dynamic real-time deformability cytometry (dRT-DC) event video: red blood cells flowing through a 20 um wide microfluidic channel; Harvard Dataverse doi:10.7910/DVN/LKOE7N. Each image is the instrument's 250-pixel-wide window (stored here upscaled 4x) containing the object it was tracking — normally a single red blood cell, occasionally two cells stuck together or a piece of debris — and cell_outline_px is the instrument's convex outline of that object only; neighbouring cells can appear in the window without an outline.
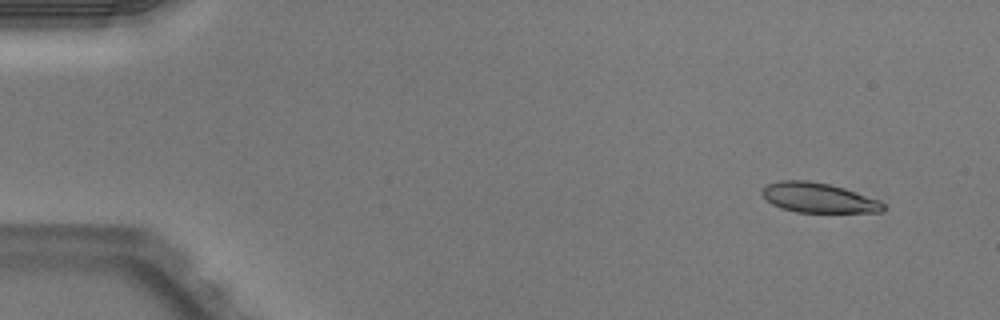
{"species": "Egyptian fruit bat (a non-hibernating species)", "species_latin": "Rousettus aegyptiacus", "temperature_condition": "warm", "stored_images_in_passage": 48, "camera_frame_rate_fps": 3000, "um_per_image_px": 0.085, "animal": {"sex": "male"}, "frame": {"image": 1, "passage_image": 1, "time_ms": 0.0, "image_size_px": [1000, 320], "cell_outline_px": [[884, 208], [880, 212], [796, 212], [780, 208], [764, 200], [760, 192], [760, 188], [768, 184], [780, 180], [808, 180], [828, 184], [844, 188], [880, 200], [884, 204]], "centroid_in_image_um": [69.49, 16.8], "position_along_channel_um": 15.5, "area_um2": 21.21}}
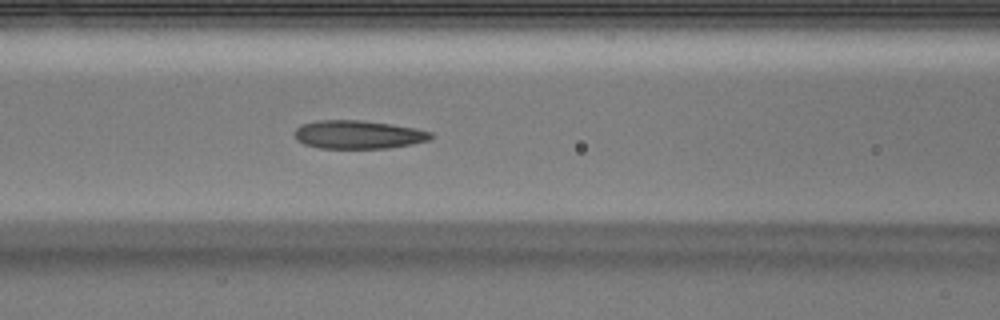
{"frame": {"image": 2, "passage_image": 19, "time_ms": 6.0, "image_size_px": [1000, 320], "cell_outline_px": [[432, 136], [428, 140], [412, 144], [388, 148], [320, 148], [304, 144], [296, 140], [296, 128], [300, 124], [316, 120], [364, 120], [416, 128], [432, 132]], "centroid_in_image_um": [30.43, 11.43], "position_along_channel_um": 136.2, "area_um2": 22.54}}
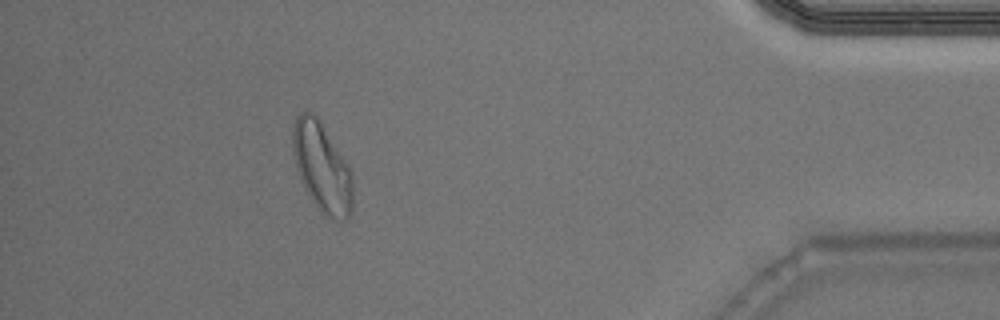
{"frame": {"image": 3, "passage_image": 43, "time_ms": 14.0, "image_size_px": [1000, 320], "cell_outline_px": [[352, 212], [344, 220], [336, 220], [324, 216], [320, 212], [308, 196], [300, 180], [296, 168], [292, 152], [292, 128], [296, 116], [300, 112], [312, 112], [316, 116], [352, 168]], "centroid_in_image_um": [27.36, 14.24], "position_along_channel_um": 407.8, "area_um2": 31.73}, "authors_computed_cell_mechanics": {"area_um2": 22.5998, "velocity_mm_per_s": 3.9829, "shape_relaxation_time_tau1_ms": 5.0046, "shape_relaxation_time_tau2_ms": 1.6739, "deformation_change_tau1": 0.1961, "deformation_change_tau2": 0.1029}}